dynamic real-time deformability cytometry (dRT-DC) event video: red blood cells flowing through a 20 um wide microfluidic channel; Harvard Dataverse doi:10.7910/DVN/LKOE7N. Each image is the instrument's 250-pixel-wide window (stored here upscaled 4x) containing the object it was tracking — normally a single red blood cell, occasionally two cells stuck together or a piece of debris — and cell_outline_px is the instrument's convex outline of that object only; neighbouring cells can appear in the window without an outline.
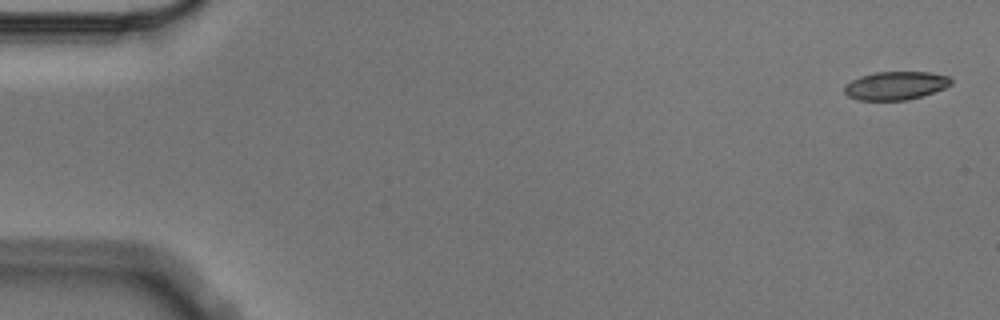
{"species": "Egyptian fruit bat (a non-hibernating species)", "species_latin": "Rousettus aegyptiacus", "temperature_condition": "cold", "stored_images_in_passage": 6, "camera_frame_rate_fps": 3000, "um_per_image_px": 0.085, "animal": {"sex": "male"}, "frame": {"image": 1, "passage_image": 1, "time_ms": 0.0, "image_size_px": [1000, 320], "cell_outline_px": [[952, 84], [944, 88], [908, 100], [856, 100], [848, 96], [844, 92], [844, 84], [860, 76], [876, 72], [928, 72], [948, 76], [952, 80]], "centroid_in_image_um": [76.09, 7.28], "position_along_channel_um": 8.9, "area_um2": 17.57}}